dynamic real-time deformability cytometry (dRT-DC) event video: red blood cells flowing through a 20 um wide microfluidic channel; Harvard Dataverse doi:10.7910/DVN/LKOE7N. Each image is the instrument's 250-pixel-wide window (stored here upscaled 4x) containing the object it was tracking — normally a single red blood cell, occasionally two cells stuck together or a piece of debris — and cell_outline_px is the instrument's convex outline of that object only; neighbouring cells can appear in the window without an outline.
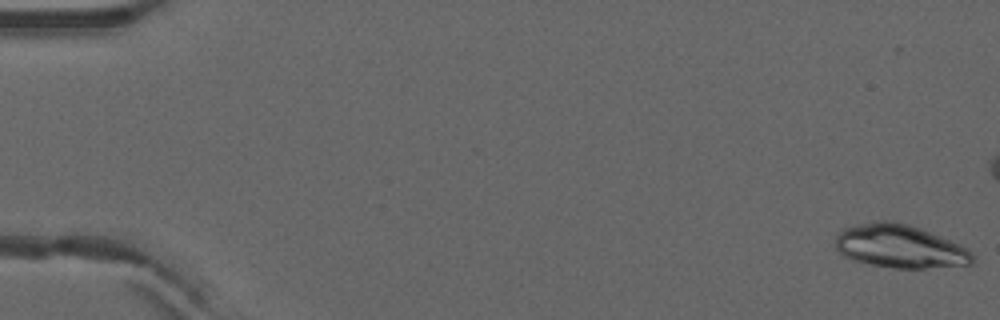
{"species": "common noctule bat (a hibernating species)", "species_latin": "Nyctalus noctula", "temperature_condition": "warm", "stored_images_in_passage": 5, "camera_frame_rate_fps": 3000, "um_per_image_px": 0.085, "animal": {"sex": "male", "forearm_length_mm": 52.5}, "frame": {"image": 1, "passage_image": 1, "time_ms": 0.0, "image_size_px": [1000, 320], "cell_outline_px": [[972, 264], [924, 268], [892, 268], [852, 260], [844, 256], [836, 248], [836, 236], [844, 228], [876, 220], [892, 220], [908, 224], [920, 228], [940, 236], [968, 248], [972, 252]], "centroid_in_image_um": [76.48, 20.93], "position_along_channel_um": 8.5, "area_um2": 34.39}}